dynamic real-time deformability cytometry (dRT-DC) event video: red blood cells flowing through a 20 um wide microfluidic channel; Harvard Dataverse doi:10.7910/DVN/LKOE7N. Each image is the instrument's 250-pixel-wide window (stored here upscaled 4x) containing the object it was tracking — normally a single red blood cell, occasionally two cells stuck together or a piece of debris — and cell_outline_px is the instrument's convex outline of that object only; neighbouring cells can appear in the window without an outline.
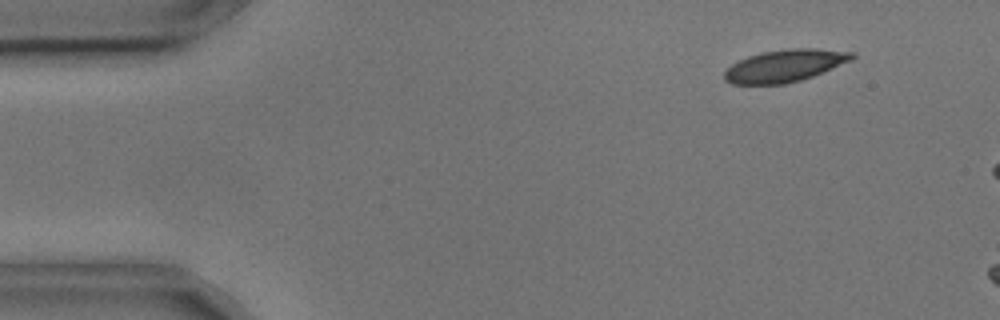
{"species": "common noctule bat (a hibernating species)", "species_latin": "Nyctalus noctula", "temperature_condition": "cold", "stored_images_in_passage": 4, "camera_frame_rate_fps": 3000, "um_per_image_px": 0.085, "animal": {"sex": "male", "body_mass_g": 17.9, "forearm_length_mm": 54.2}, "frame": {"image": 1, "passage_image": 2, "time_ms": 0.333, "image_size_px": [1000, 320], "cell_outline_px": [[856, 56], [852, 60], [812, 76], [800, 80], [784, 84], [732, 84], [724, 80], [724, 72], [732, 64], [748, 56], [764, 52], [788, 48], [816, 48], [852, 52]], "centroid_in_image_um": [66.71, 5.58], "position_along_channel_um": 18.3, "area_um2": 23.81}}